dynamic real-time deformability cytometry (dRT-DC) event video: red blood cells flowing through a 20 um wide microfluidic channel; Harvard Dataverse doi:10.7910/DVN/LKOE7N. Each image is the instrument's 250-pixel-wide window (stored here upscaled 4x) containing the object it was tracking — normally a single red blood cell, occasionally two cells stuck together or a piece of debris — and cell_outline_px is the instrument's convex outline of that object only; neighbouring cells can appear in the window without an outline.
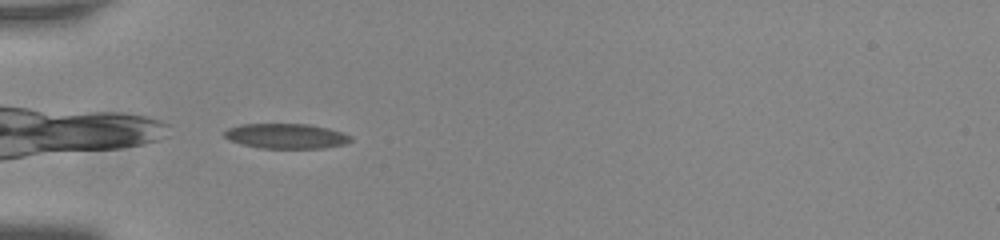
{"species": "common noctule bat (a hibernating species)", "species_latin": "Nyctalus noctula", "temperature_condition": "room temperature", "stored_images_in_passage": 38, "camera_frame_rate_fps": 3000, "um_per_image_px": 0.085, "animal": {"sex": "male", "body_mass_g": 20.0, "forearm_length_mm": 53.3}, "frame": {"image": 1, "passage_image": 1, "time_ms": 0.0, "image_size_px": [1000, 240], "cell_outline_px": [[352, 140], [344, 144], [324, 148], [260, 148], [240, 144], [228, 140], [224, 136], [224, 132], [228, 128], [240, 124], [308, 124], [328, 128], [352, 136]], "centroid_in_image_um": [24.29, 11.57], "position_along_channel_um": 60.7, "area_um2": 18.44}}
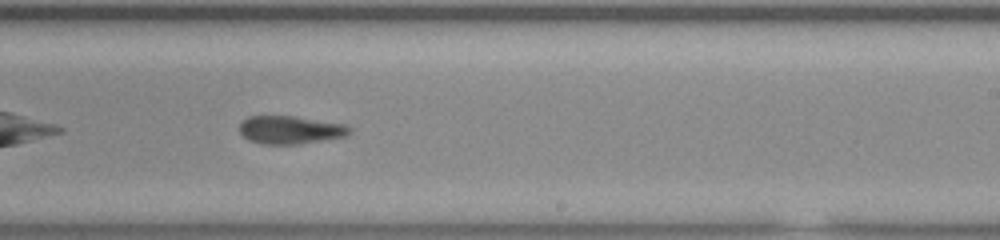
{"frame": {"image": 2, "passage_image": 18, "time_ms": 5.667, "image_size_px": [1000, 240], "cell_outline_px": [[352, 132], [348, 136], [300, 144], [264, 144], [248, 140], [240, 132], [240, 120], [248, 116], [292, 116], [344, 124], [352, 128]], "centroid_in_image_um": [24.68, 11.04], "position_along_channel_um": 264.3, "area_um2": 18.09}}
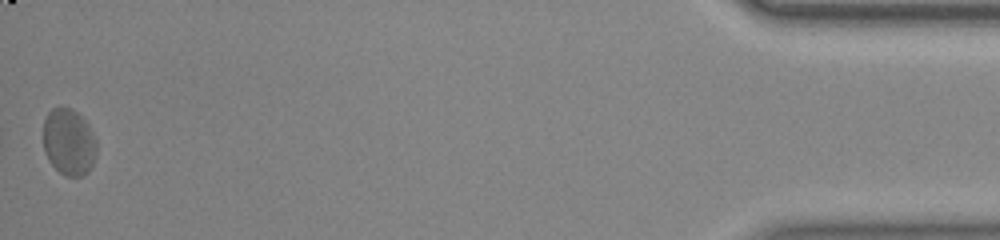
{"frame": {"image": 3, "passage_image": 38, "time_ms": 12.333, "image_size_px": [1000, 240], "cell_outline_px": [[96, 156], [88, 172], [84, 176], [64, 176], [48, 160], [44, 152], [44, 120], [48, 112], [52, 108], [72, 108], [88, 124], [96, 140]], "centroid_in_image_um": [5.85, 12.09], "position_along_channel_um": 429.3, "area_um2": 20.69}, "authors_computed_cell_mechanics": {"area_um2": 18.785, "velocity_mm_per_s": 3.7277, "shape_relaxation_time_tau1_ms": null, "shape_relaxation_time_tau2_ms": 2.5577, "deformation_change_tau1": null, "deformation_change_tau2": 0.0863}}